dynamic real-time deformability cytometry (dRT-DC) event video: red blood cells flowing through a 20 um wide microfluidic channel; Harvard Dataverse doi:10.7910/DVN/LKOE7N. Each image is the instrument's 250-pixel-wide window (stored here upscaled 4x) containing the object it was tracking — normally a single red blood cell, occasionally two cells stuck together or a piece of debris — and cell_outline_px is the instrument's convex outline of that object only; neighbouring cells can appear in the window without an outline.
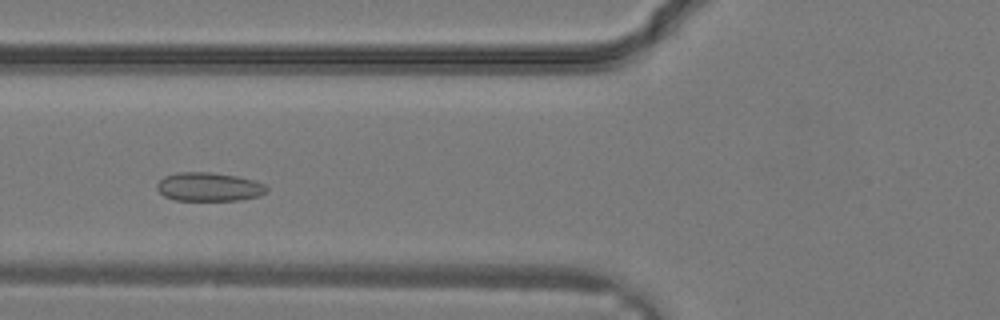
{"species": "common noctule bat (a hibernating species)", "species_latin": "Nyctalus noctula", "temperature_condition": "warm", "stored_images_in_passage": 27, "camera_frame_rate_fps": 3000, "um_per_image_px": 0.085, "animal": {"sex": "male", "body_mass_g": 19.2, "forearm_length_mm": 51.8}, "frame": {"image": 1, "passage_image": 9, "time_ms": 2.667, "image_size_px": [1000, 320], "cell_outline_px": [[268, 192], [260, 196], [240, 200], [176, 200], [164, 196], [156, 188], [156, 184], [164, 176], [176, 172], [212, 172], [236, 176], [252, 180], [264, 184], [268, 188]], "centroid_in_image_um": [17.76, 15.88], "position_along_channel_um": 108.0, "area_um2": 18.44}}
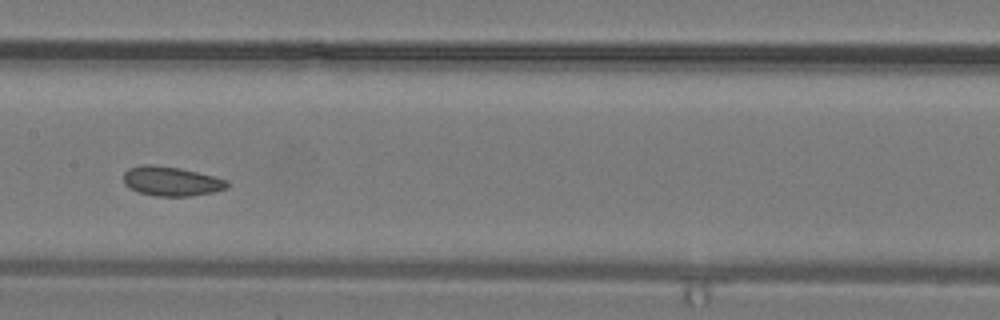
{"frame": {"image": 2, "passage_image": 13, "time_ms": 4.0, "image_size_px": [1000, 320], "cell_outline_px": [[228, 188], [212, 192], [188, 196], [156, 196], [140, 192], [128, 188], [124, 184], [124, 172], [128, 168], [144, 164], [152, 164], [180, 168], [228, 180]], "centroid_in_image_um": [14.53, 15.4], "position_along_channel_um": 192.9, "area_um2": 17.69}}
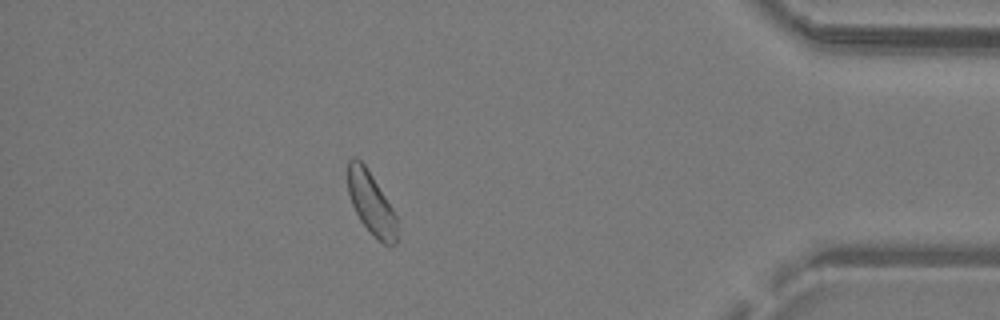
{"frame": {"image": 3, "passage_image": 25, "time_ms": 8.0, "image_size_px": [1000, 320], "cell_outline_px": [[396, 244], [384, 244], [360, 220], [352, 204], [348, 192], [348, 160], [352, 156], [356, 156], [364, 164], [372, 176], [392, 208], [396, 216]], "centroid_in_image_um": [31.52, 17.21], "position_along_channel_um": 403.7, "area_um2": 17.34}}